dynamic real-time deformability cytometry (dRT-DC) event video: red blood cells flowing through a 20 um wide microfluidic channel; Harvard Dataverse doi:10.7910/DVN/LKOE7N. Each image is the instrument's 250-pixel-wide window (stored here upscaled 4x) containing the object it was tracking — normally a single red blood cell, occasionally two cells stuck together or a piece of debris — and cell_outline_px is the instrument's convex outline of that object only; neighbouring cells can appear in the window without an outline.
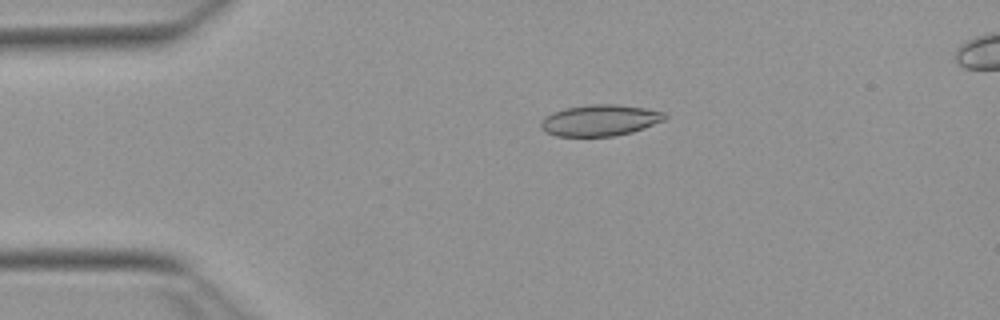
{"species": "Egyptian fruit bat (a non-hibernating species)", "species_latin": "Rousettus aegyptiacus", "temperature_condition": "warm", "stored_images_in_passage": 54, "segment_of_instrument_passage": [1, 2], "camera_frame_rate_fps": 3000, "um_per_image_px": 0.085, "animal": {"sex": "female"}, "frame": {"image": 1, "passage_image": 11, "time_ms": 3.333, "image_size_px": [1000, 320], "cell_outline_px": [[668, 116], [664, 120], [644, 128], [632, 132], [616, 136], [556, 136], [544, 132], [540, 128], [540, 120], [544, 116], [552, 112], [564, 108], [592, 104], [616, 104], [644, 108], [668, 112]], "centroid_in_image_um": [50.98, 10.22], "position_along_channel_um": 34.0, "area_um2": 22.89}}
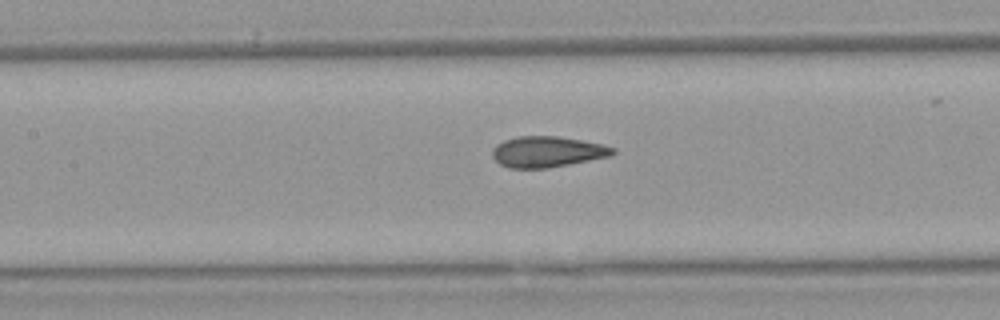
{"frame": {"image": 2, "passage_image": 24, "time_ms": 7.667, "image_size_px": [1000, 320], "cell_outline_px": [[616, 152], [612, 156], [548, 168], [508, 168], [500, 164], [492, 156], [492, 148], [496, 144], [504, 140], [516, 136], [556, 136], [604, 144], [616, 148]], "centroid_in_image_um": [46.53, 12.9], "position_along_channel_um": 160.9, "area_um2": 21.85}}
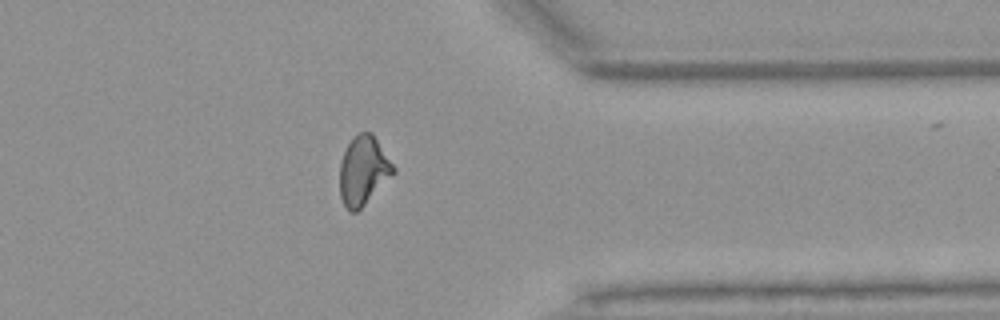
{"frame": {"image": 3, "passage_image": 42, "time_ms": 13.667, "image_size_px": [1000, 320], "cell_outline_px": [[396, 172], [356, 212], [348, 212], [340, 196], [340, 164], [344, 152], [352, 136], [360, 132], [372, 132], [396, 168]], "centroid_in_image_um": [30.88, 14.48], "position_along_channel_um": 380.5, "area_um2": 21.44}}